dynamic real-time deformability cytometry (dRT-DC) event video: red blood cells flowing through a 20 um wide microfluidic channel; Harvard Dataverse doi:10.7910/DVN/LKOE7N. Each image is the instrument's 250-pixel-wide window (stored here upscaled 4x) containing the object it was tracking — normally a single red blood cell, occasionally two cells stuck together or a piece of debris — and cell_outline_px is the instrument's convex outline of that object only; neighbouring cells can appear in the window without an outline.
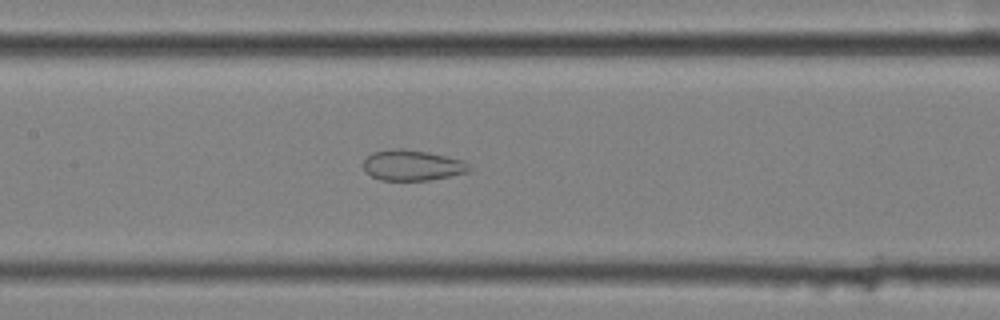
{"species": "common noctule bat (a hibernating species)", "species_latin": "Nyctalus noctula", "temperature_condition": "cold", "stored_images_in_passage": 54, "segment_of_instrument_passage": [1, 2], "camera_frame_rate_fps": 3000, "um_per_image_px": 0.085, "animal": {"sex": "female", "body_mass_g": 25.1}, "frame": {"image": 1, "passage_image": 27, "time_ms": 8.667, "image_size_px": [1000, 320], "cell_outline_px": [[472, 168], [468, 172], [428, 180], [380, 180], [364, 172], [364, 160], [372, 152], [392, 148], [400, 148], [428, 152], [464, 160]], "centroid_in_image_um": [35.03, 14.04], "position_along_channel_um": 172.4, "area_um2": 18.9}}
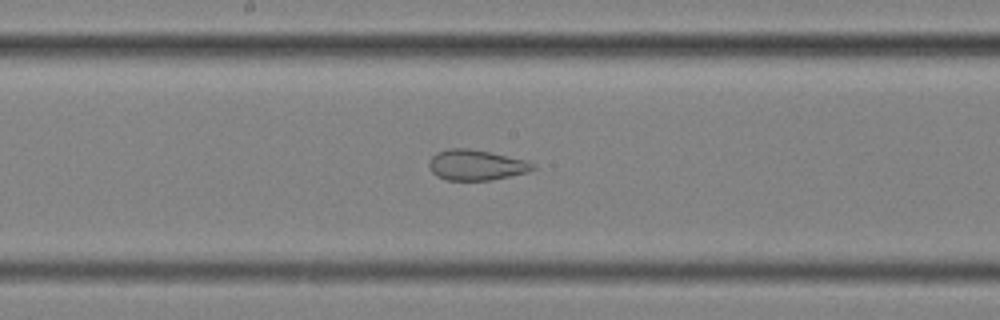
{"frame": {"image": 2, "passage_image": 30, "time_ms": 9.667, "image_size_px": [1000, 320], "cell_outline_px": [[536, 168], [528, 172], [492, 180], [448, 180], [436, 176], [432, 172], [428, 164], [428, 160], [436, 152], [448, 148], [468, 148], [528, 160], [536, 164]], "centroid_in_image_um": [40.48, 14.02], "position_along_channel_um": 207.7, "area_um2": 18.61}}
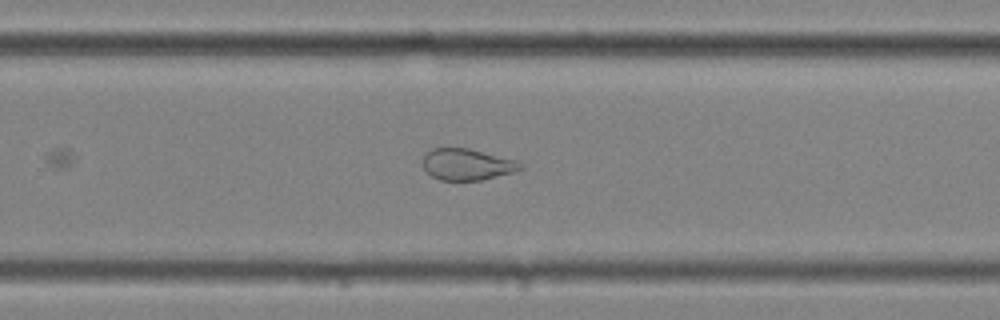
{"frame": {"image": 3, "passage_image": 37, "time_ms": 12.0, "image_size_px": [1000, 320], "cell_outline_px": [[524, 168], [516, 172], [480, 180], [440, 180], [432, 176], [424, 168], [424, 156], [432, 148], [468, 148], [516, 160], [524, 164]], "centroid_in_image_um": [39.75, 13.98], "position_along_channel_um": 290.0, "area_um2": 17.8}}